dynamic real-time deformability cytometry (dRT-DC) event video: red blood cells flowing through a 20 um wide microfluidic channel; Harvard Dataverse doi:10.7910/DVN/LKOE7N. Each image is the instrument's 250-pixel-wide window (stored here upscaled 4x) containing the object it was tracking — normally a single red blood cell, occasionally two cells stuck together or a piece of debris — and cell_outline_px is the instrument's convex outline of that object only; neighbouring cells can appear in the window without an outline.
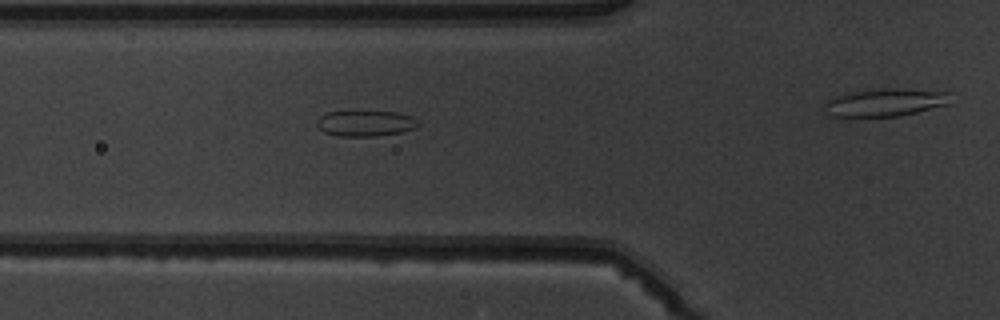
{"species": "common noctule bat (a hibernating species)", "species_latin": "Nyctalus noctula", "temperature_condition": "warm", "stored_images_in_passage": 6, "camera_frame_rate_fps": 3000, "um_per_image_px": 0.085, "animal": {"sex": "male", "body_mass_g": 19.5, "forearm_length_mm": 54.6}, "frame": {"image": 1, "passage_image": 5, "time_ms": 4.667, "image_size_px": [1000, 320], "cell_outline_px": [[420, 124], [412, 128], [400, 132], [376, 136], [340, 136], [324, 132], [316, 124], [316, 120], [320, 116], [328, 112], [352, 108], [396, 112], [412, 116]], "centroid_in_image_um": [31.0, 10.42], "position_along_channel_um": 94.8, "area_um2": 15.9}}